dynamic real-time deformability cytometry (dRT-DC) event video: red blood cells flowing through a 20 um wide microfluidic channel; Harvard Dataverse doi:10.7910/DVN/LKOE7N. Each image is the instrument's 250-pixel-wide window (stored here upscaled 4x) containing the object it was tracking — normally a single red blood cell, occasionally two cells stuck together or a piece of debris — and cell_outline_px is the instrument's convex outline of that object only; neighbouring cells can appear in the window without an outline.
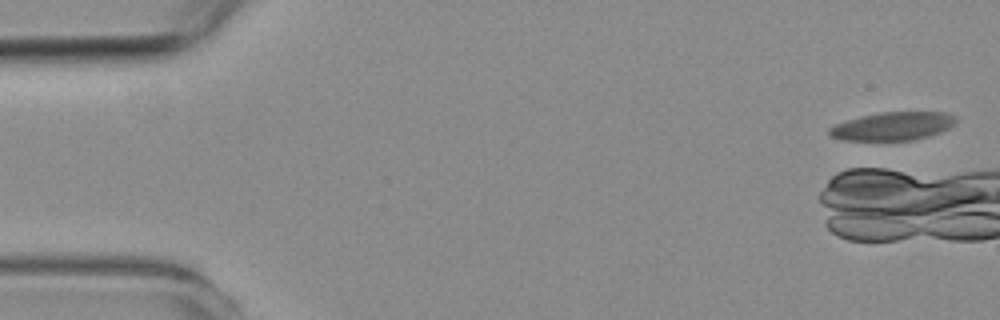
{"species": "common noctule bat (a hibernating species)", "species_latin": "Nyctalus noctula", "temperature_condition": "room temperature", "stored_images_in_passage": 1, "camera_frame_rate_fps": 3000, "um_per_image_px": 0.085, "animal": {"sex": "female", "body_mass_g": 19.3, "forearm_length_mm": 54.1}, "frame": {"image": 1, "passage_image": 1, "time_ms": 0.0, "image_size_px": [1000, 320], "cell_outline_px": [[956, 124], [940, 132], [928, 136], [912, 140], [844, 140], [832, 136], [828, 132], [828, 128], [836, 124], [860, 116], [880, 112], [948, 112], [956, 116]], "centroid_in_image_um": [75.92, 10.71], "position_along_channel_um": 9.1, "area_um2": 20.81}}